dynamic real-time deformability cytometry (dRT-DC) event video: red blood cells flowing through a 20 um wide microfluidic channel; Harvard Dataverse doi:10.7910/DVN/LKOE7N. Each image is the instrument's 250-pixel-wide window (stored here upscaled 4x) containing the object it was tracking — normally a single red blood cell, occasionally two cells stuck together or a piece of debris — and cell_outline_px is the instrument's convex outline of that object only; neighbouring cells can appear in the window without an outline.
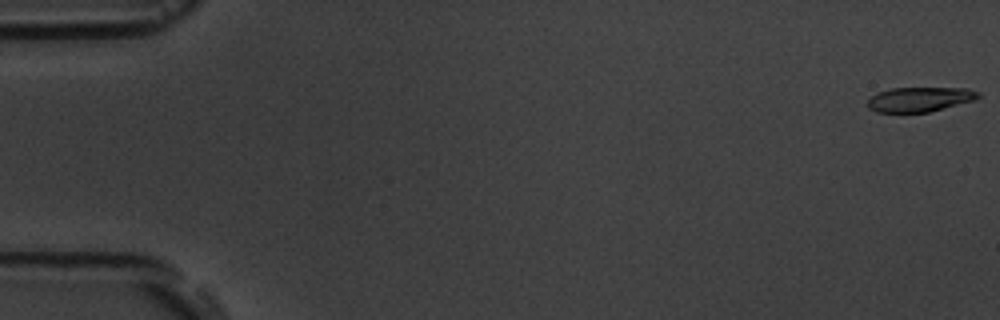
{"species": "common noctule bat (a hibernating species)", "species_latin": "Nyctalus noctula", "temperature_condition": "room temperature", "stored_images_in_passage": 6, "camera_frame_rate_fps": 3000, "um_per_image_px": 0.085, "animal": {"sex": "male", "body_mass_g": 19.5, "forearm_length_mm": 54.6}, "frame": {"image": 1, "passage_image": 1, "time_ms": 0.0, "image_size_px": [1000, 320], "cell_outline_px": [[980, 96], [976, 100], [928, 112], [876, 112], [868, 108], [868, 100], [876, 92], [892, 88], [968, 88], [980, 92]], "centroid_in_image_um": [78.19, 8.44], "position_along_channel_um": 6.8, "area_um2": 15.95}}
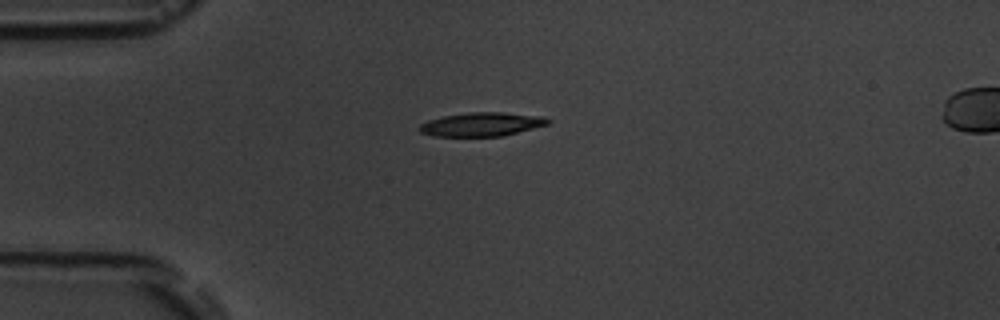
{"frame": {"image": 2, "passage_image": 5, "time_ms": 4.667, "image_size_px": [1000, 320], "cell_outline_px": [[552, 120], [548, 124], [504, 136], [436, 136], [420, 132], [420, 124], [428, 120], [444, 116], [468, 112], [504, 112], [544, 116]], "centroid_in_image_um": [40.99, 10.56], "position_along_channel_um": 44.0, "area_um2": 17.8}}